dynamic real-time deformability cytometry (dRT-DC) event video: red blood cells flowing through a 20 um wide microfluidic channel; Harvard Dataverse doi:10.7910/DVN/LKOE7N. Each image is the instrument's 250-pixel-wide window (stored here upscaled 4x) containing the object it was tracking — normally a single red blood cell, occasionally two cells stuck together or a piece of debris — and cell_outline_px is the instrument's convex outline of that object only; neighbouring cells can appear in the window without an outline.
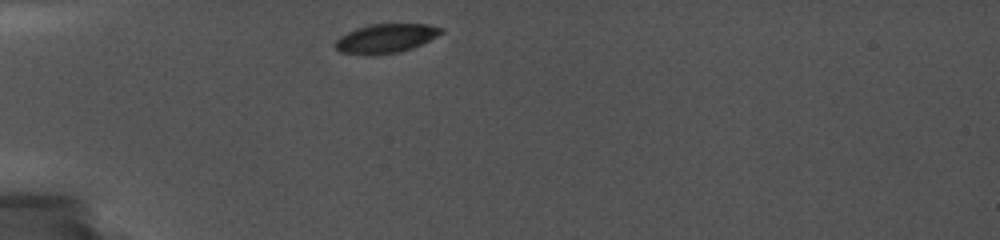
{"species": "common noctule bat (a hibernating species)", "species_latin": "Nyctalus noctula", "temperature_condition": "cold", "stored_images_in_passage": 13, "camera_frame_rate_fps": 5000, "um_per_image_px": 0.085, "animal": {"sex": "female", "body_mass_g": 19.0, "forearm_length_mm": 56.7}, "frame": {"image": 1, "passage_image": 1, "time_ms": 0.0, "image_size_px": [1000, 240], "cell_outline_px": [[444, 32], [412, 48], [400, 52], [372, 56], [368, 56], [340, 52], [336, 48], [336, 40], [340, 36], [356, 28], [368, 24], [428, 24], [444, 28]], "centroid_in_image_um": [32.78, 3.27], "position_along_channel_um": 52.2, "area_um2": 18.03}}
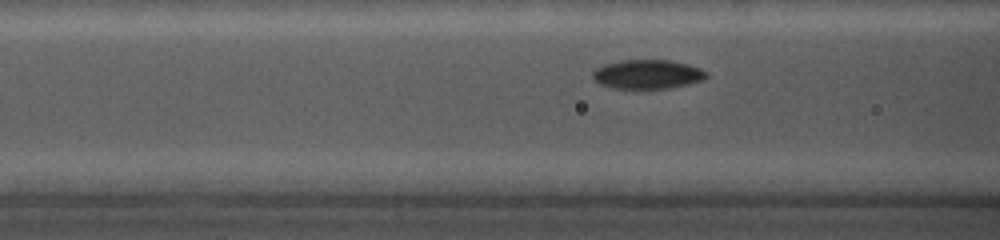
{"frame": {"image": 2, "passage_image": 10, "time_ms": 2.2, "image_size_px": [1000, 240], "cell_outline_px": [[708, 76], [704, 80], [688, 84], [668, 88], [612, 88], [600, 84], [592, 80], [592, 72], [596, 68], [604, 64], [620, 60], [668, 60], [688, 64], [700, 68], [708, 72]], "centroid_in_image_um": [55.02, 6.31], "position_along_channel_um": 111.6, "area_um2": 19.42}}